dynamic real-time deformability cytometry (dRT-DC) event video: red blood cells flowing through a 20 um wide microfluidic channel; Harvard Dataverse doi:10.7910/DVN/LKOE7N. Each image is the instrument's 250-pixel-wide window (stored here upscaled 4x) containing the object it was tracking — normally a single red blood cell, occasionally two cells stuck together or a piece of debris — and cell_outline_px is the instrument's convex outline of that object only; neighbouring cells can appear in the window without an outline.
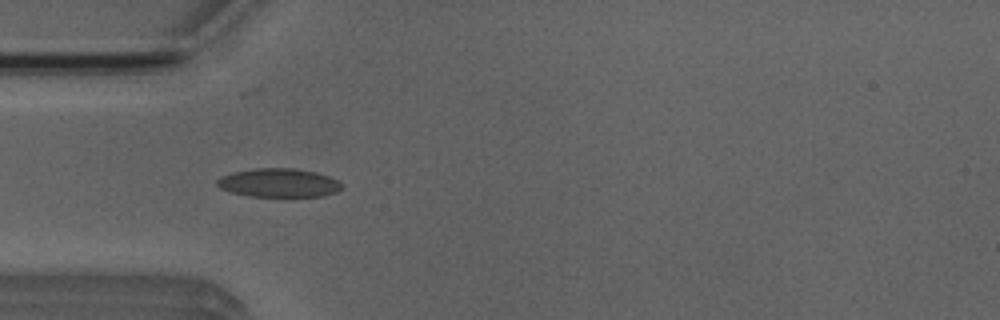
{"species": "Egyptian fruit bat (a non-hibernating species)", "species_latin": "Rousettus aegyptiacus", "temperature_condition": "room temperature", "stored_images_in_passage": 8, "camera_frame_rate_fps": 3000, "um_per_image_px": 0.085, "animal": {"sex": "male"}, "frame": {"image": 1, "passage_image": 4, "time_ms": 1.0, "image_size_px": [1000, 320], "cell_outline_px": [[344, 188], [336, 192], [324, 196], [284, 200], [248, 196], [232, 192], [220, 188], [216, 184], [216, 180], [220, 176], [232, 172], [256, 168], [292, 168], [316, 172], [340, 180], [344, 184]], "centroid_in_image_um": [23.75, 15.6], "position_along_channel_um": 61.2, "area_um2": 22.14}}